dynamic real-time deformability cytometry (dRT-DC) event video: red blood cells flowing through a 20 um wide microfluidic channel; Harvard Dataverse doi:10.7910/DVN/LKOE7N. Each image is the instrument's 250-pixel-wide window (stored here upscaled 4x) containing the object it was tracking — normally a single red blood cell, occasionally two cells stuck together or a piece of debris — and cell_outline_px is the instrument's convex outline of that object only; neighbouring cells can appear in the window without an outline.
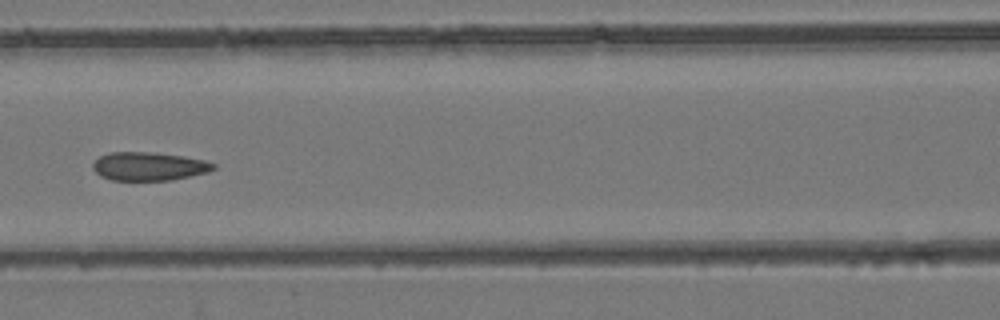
{"species": "common noctule bat (a hibernating species)", "species_latin": "Nyctalus noctula", "temperature_condition": "room temperature", "stored_images_in_passage": 8, "camera_frame_rate_fps": 3000, "um_per_image_px": 0.085, "animal": {"sex": "female", "body_mass_g": 24.6, "forearm_length_mm": 56.2}, "frame": {"image": 1, "passage_image": 8, "time_ms": 2.333, "image_size_px": [1000, 320], "cell_outline_px": [[216, 168], [208, 172], [172, 180], [112, 180], [100, 176], [92, 168], [92, 164], [100, 156], [108, 152], [156, 152], [184, 156], [204, 160], [216, 164]], "centroid_in_image_um": [12.66, 14.13], "position_along_channel_um": 153.9, "area_um2": 20.11}}